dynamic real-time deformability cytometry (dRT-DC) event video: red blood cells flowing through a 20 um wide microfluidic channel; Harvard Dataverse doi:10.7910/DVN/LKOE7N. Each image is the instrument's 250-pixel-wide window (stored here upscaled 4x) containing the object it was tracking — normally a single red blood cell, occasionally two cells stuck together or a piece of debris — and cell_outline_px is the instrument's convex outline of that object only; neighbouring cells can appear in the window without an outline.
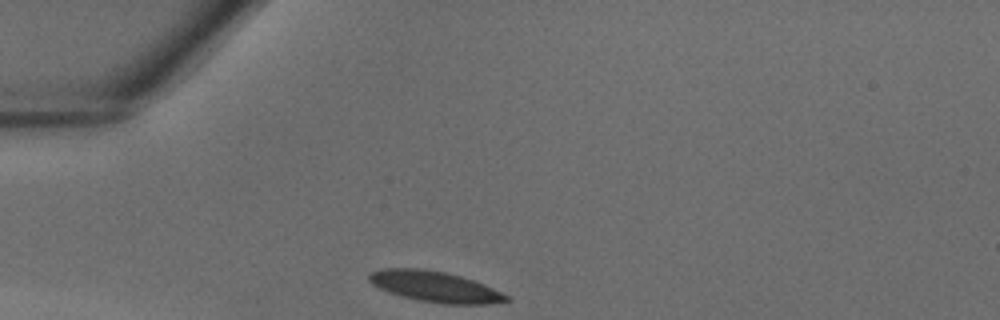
{"species": "common noctule bat (a hibernating species)", "species_latin": "Nyctalus noctula", "temperature_condition": "warm", "stored_images_in_passage": 24, "camera_frame_rate_fps": 3000, "um_per_image_px": 0.085, "animal": {"sex": "male", "body_mass_g": 18.8}, "frame": {"image": 1, "passage_image": 1, "time_ms": 0.0, "image_size_px": [1000, 320], "cell_outline_px": [[512, 300], [488, 304], [444, 304], [420, 300], [400, 296], [388, 292], [372, 284], [368, 280], [368, 276], [372, 272], [384, 268], [416, 268], [444, 272], [460, 276], [484, 284], [508, 296]], "centroid_in_image_um": [36.96, 24.37], "position_along_channel_um": 48.0, "area_um2": 24.33}}
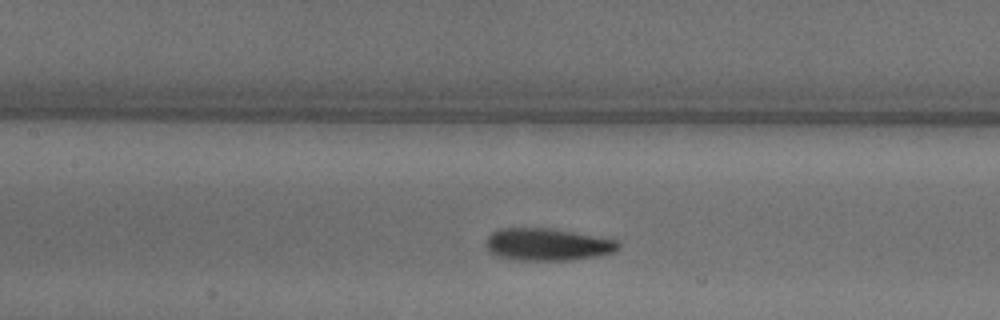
{"frame": {"image": 2, "passage_image": 9, "time_ms": 2.667, "image_size_px": [1000, 320], "cell_outline_px": [[620, 248], [612, 252], [596, 256], [568, 260], [512, 260], [496, 256], [488, 252], [484, 244], [484, 240], [492, 232], [500, 228], [548, 228], [620, 240]], "centroid_in_image_um": [46.47, 20.78], "position_along_channel_um": 160.9, "area_um2": 25.14}}
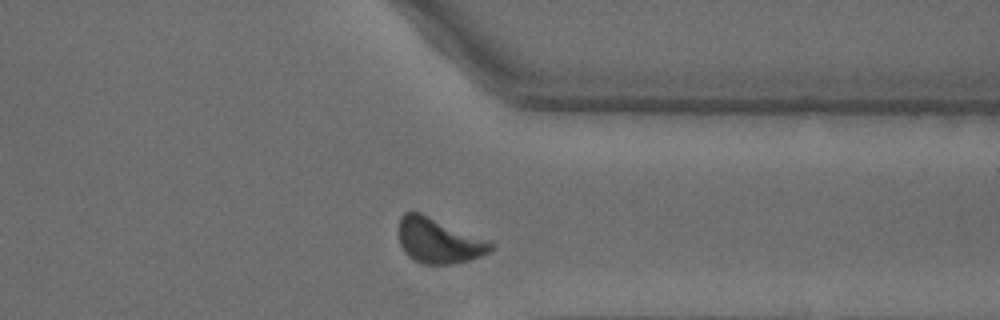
{"frame": {"image": 3, "passage_image": 22, "time_ms": 7.0, "image_size_px": [1000, 320], "cell_outline_px": [[496, 244], [488, 252], [480, 256], [468, 260], [452, 264], [424, 264], [408, 256], [404, 252], [400, 244], [400, 216], [404, 212], [420, 212], [492, 240]], "centroid_in_image_um": [37.34, 20.44], "position_along_channel_um": 374.1, "area_um2": 24.39}}